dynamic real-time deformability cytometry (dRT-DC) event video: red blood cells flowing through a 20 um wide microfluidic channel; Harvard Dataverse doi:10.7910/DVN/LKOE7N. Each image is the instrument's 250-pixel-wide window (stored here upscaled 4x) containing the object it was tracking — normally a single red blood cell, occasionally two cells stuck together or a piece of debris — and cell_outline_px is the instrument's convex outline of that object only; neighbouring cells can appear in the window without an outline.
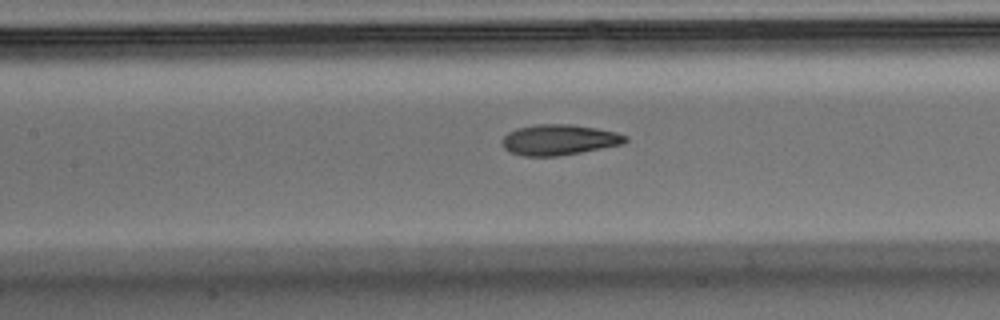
{"species": "Egyptian fruit bat (a non-hibernating species)", "species_latin": "Rousettus aegyptiacus", "temperature_condition": "warm", "stored_images_in_passage": 34, "camera_frame_rate_fps": 3000, "um_per_image_px": 0.085, "animal": {"sex": "male"}, "frame": {"image": 1, "passage_image": 15, "time_ms": 4.667, "image_size_px": [1000, 320], "cell_outline_px": [[628, 140], [624, 144], [560, 156], [520, 156], [508, 152], [500, 144], [500, 140], [508, 132], [516, 128], [536, 124], [572, 124], [596, 128], [616, 132], [628, 136]], "centroid_in_image_um": [47.49, 11.89], "position_along_channel_um": 159.9, "area_um2": 22.37}}